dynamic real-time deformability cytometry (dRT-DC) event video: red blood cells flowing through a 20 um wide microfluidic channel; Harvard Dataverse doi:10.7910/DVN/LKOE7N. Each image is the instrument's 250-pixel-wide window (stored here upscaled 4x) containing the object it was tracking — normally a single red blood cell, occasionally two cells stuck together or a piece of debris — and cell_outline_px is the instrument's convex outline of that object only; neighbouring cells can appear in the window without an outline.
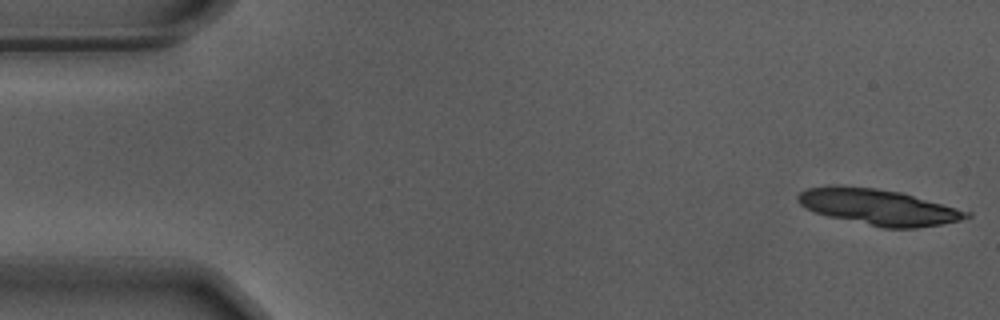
{"species": "Egyptian fruit bat (a non-hibernating species)", "species_latin": "Rousettus aegyptiacus", "temperature_condition": "warm", "stored_images_in_passage": 14, "camera_frame_rate_fps": 3000, "um_per_image_px": 0.085, "animal": {"sex": "male"}, "frame": {"image": 1, "passage_image": 1, "time_ms": 0.0, "image_size_px": [1000, 320], "cell_outline_px": [[972, 216], [960, 220], [940, 224], [916, 228], [884, 228], [828, 216], [816, 212], [800, 204], [796, 200], [796, 196], [800, 192], [808, 188], [828, 184], [840, 184], [876, 188], [900, 192], [972, 212]], "centroid_in_image_um": [74.63, 17.57], "position_along_channel_um": 10.4, "area_um2": 35.32}}